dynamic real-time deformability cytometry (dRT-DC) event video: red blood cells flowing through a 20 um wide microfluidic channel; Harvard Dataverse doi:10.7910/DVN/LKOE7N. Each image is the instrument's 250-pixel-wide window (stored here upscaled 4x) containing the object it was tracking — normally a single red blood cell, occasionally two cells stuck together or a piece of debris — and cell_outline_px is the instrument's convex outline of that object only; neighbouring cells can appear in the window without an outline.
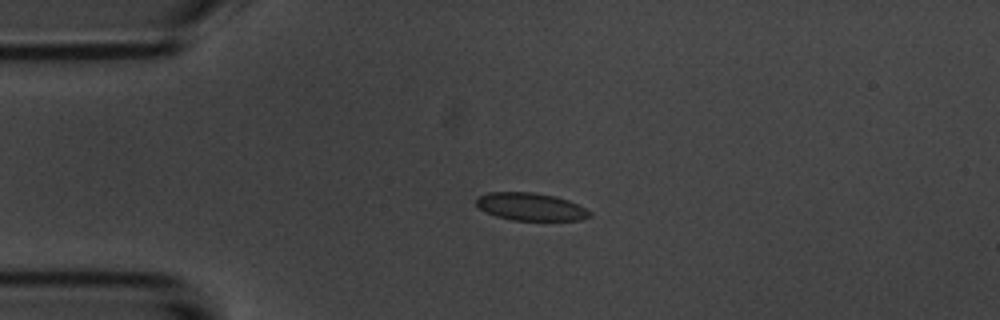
{"species": "common noctule bat (a hibernating species)", "species_latin": "Nyctalus noctula", "temperature_condition": "room temperature", "stored_images_in_passage": 3, "camera_frame_rate_fps": 3000, "um_per_image_px": 0.085, "animal": {"sex": "male", "body_mass_g": 20.1, "forearm_length_mm": 53.5}, "frame": {"image": 1, "passage_image": 2, "time_ms": 1.333, "image_size_px": [1000, 320], "cell_outline_px": [[592, 216], [580, 220], [512, 220], [496, 216], [484, 212], [476, 204], [476, 196], [488, 192], [536, 192], [556, 196], [568, 200], [592, 212]], "centroid_in_image_um": [45.08, 17.56], "position_along_channel_um": 39.9, "area_um2": 18.44}}